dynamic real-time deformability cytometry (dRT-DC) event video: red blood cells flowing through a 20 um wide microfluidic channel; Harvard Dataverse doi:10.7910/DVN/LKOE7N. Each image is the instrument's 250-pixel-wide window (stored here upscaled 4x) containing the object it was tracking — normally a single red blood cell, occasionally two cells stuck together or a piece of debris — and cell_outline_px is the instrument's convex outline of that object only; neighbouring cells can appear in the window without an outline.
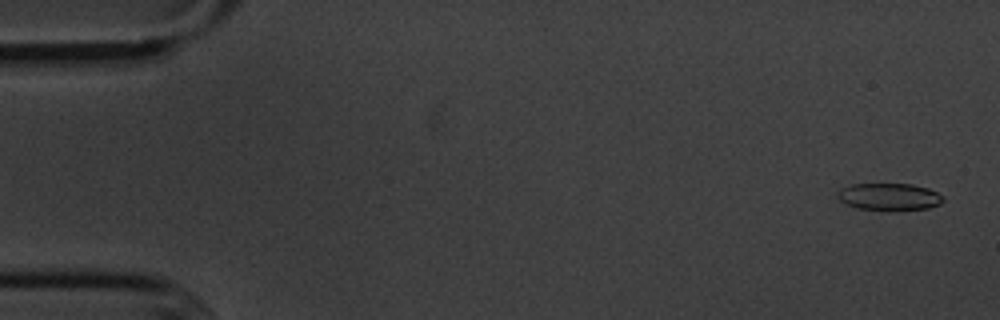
{"species": "common noctule bat (a hibernating species)", "species_latin": "Nyctalus noctula", "temperature_condition": "cold", "stored_images_in_passage": 55, "camera_frame_rate_fps": 3000, "um_per_image_px": 0.085, "animal": {"sex": "male", "body_mass_g": 20.1, "forearm_length_mm": 53.5}, "frame": {"image": 1, "passage_image": 2, "time_ms": 0.333, "image_size_px": [1000, 320], "cell_outline_px": [[944, 200], [940, 204], [928, 208], [888, 212], [860, 208], [848, 204], [840, 200], [836, 196], [836, 192], [840, 188], [852, 184], [912, 184], [928, 188], [944, 196]], "centroid_in_image_um": [75.59, 16.74], "position_along_channel_um": 9.4, "area_um2": 17.05}}
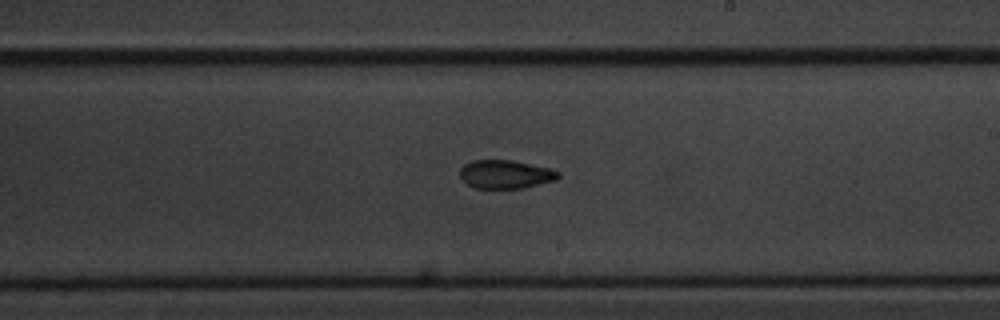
{"frame": {"image": 2, "passage_image": 32, "time_ms": 10.333, "image_size_px": [1000, 320], "cell_outline_px": [[560, 176], [556, 180], [524, 188], [476, 188], [468, 184], [460, 176], [460, 168], [464, 164], [472, 160], [512, 160], [552, 168], [560, 172]], "centroid_in_image_um": [43.0, 14.8], "position_along_channel_um": 246.0, "area_um2": 16.42}}
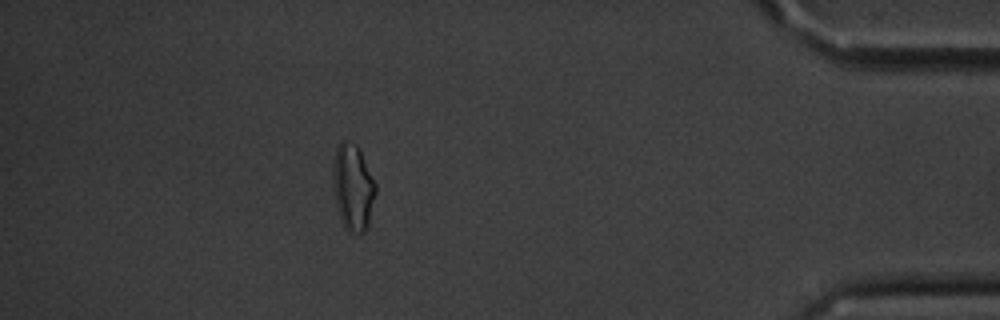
{"frame": {"image": 3, "passage_image": 49, "time_ms": 16.0, "image_size_px": [1000, 320], "cell_outline_px": [[376, 192], [368, 224], [364, 232], [348, 232], [344, 228], [336, 204], [332, 180], [332, 172], [336, 148], [344, 140], [348, 140], [356, 144], [360, 148], [376, 184]], "centroid_in_image_um": [30.0, 15.89], "position_along_channel_um": 405.2, "area_um2": 21.5}, "authors_computed_cell_mechanics": {"area_um2": 17.1088, "velocity_mm_per_s": 3.6267, "shape_relaxation_time_tau1_ms": 6.0443, "shape_relaxation_time_tau2_ms": 1.8859, "deformation_change_tau1": 0.1362, "deformation_change_tau2": 0.0796}}